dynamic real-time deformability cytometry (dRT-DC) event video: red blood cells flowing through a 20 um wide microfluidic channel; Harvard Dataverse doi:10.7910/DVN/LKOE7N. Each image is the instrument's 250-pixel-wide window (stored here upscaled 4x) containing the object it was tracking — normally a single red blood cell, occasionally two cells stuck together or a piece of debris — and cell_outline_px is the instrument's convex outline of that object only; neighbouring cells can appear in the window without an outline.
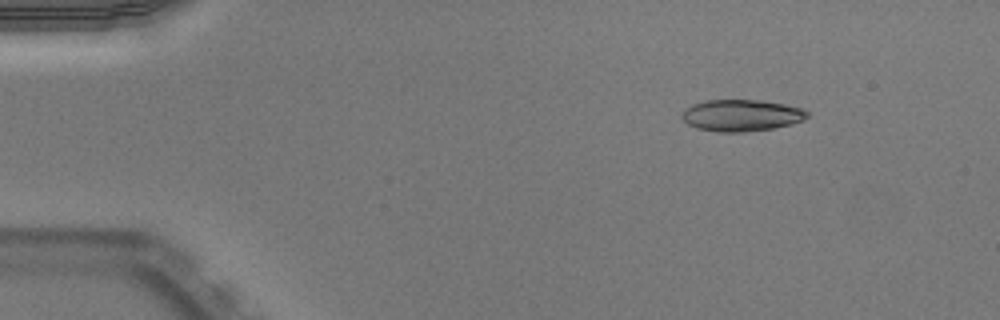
{"species": "Egyptian fruit bat (a non-hibernating species)", "species_latin": "Rousettus aegyptiacus", "temperature_condition": "warm", "stored_images_in_passage": 45, "camera_frame_rate_fps": 3000, "um_per_image_px": 0.085, "animal": {"sex": "male"}, "frame": {"image": 1, "passage_image": 1, "time_ms": 0.0, "image_size_px": [1000, 320], "cell_outline_px": [[808, 116], [804, 120], [792, 124], [772, 128], [744, 132], [716, 132], [696, 128], [688, 124], [680, 116], [684, 108], [692, 104], [708, 100], [756, 100], [784, 104], [804, 108], [808, 112]], "centroid_in_image_um": [63.0, 9.81], "position_along_channel_um": 22.0, "area_um2": 23.24}}
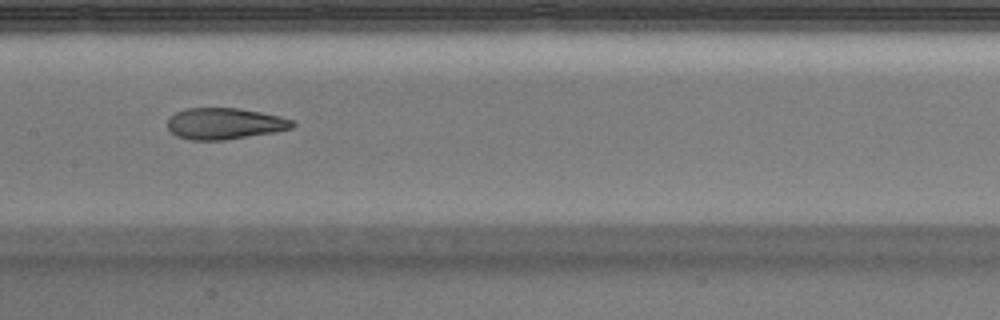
{"frame": {"image": 2, "passage_image": 20, "time_ms": 6.333, "image_size_px": [1000, 320], "cell_outline_px": [[296, 124], [292, 128], [276, 132], [224, 140], [188, 140], [176, 136], [168, 128], [168, 120], [176, 112], [188, 108], [240, 108], [280, 116], [296, 120]], "centroid_in_image_um": [19.14, 10.51], "position_along_channel_um": 188.3, "area_um2": 22.95}}
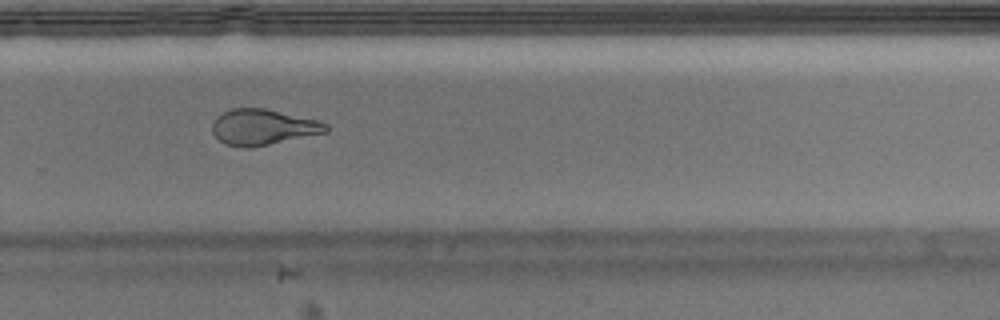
{"frame": {"image": 3, "passage_image": 29, "time_ms": 9.333, "image_size_px": [1000, 320], "cell_outline_px": [[328, 132], [248, 148], [244, 148], [224, 144], [212, 132], [212, 124], [216, 116], [232, 108], [264, 108], [320, 120], [328, 124]], "centroid_in_image_um": [22.36, 10.8], "position_along_channel_um": 307.4, "area_um2": 23.7}, "authors_computed_cell_mechanics": {"area_um2": 23.7558, "velocity_mm_per_s": 3.9865, "shape_relaxation_time_tau1_ms": null, "shape_relaxation_time_tau2_ms": 2.1544, "deformation_change_tau1": null, "deformation_change_tau2": 0.0827}}